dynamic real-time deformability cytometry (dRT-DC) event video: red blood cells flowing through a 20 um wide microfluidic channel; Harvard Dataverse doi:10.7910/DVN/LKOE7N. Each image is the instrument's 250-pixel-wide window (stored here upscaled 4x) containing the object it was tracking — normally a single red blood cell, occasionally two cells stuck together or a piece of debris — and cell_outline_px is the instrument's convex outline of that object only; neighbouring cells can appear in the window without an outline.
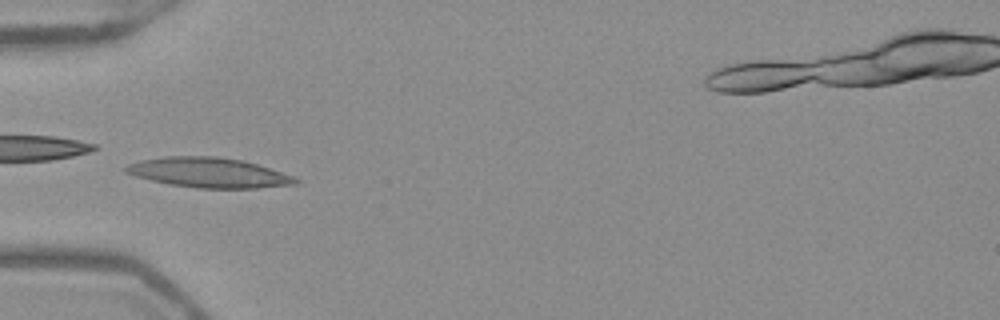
{"species": "Egyptian fruit bat (a non-hibernating species)", "species_latin": "Rousettus aegyptiacus", "temperature_condition": "warm", "stored_images_in_passage": 48, "camera_frame_rate_fps": 3000, "um_per_image_px": 0.085, "frame": {"image": 1, "passage_image": 12, "time_ms": 3.667, "image_size_px": [1000, 320], "cell_outline_px": [[300, 180], [296, 184], [256, 188], [196, 188], [168, 184], [136, 176], [124, 172], [124, 168], [128, 164], [140, 160], [164, 156], [216, 156], [244, 160], [292, 176]], "centroid_in_image_um": [17.7, 14.67], "position_along_channel_um": 67.3, "area_um2": 29.48}}
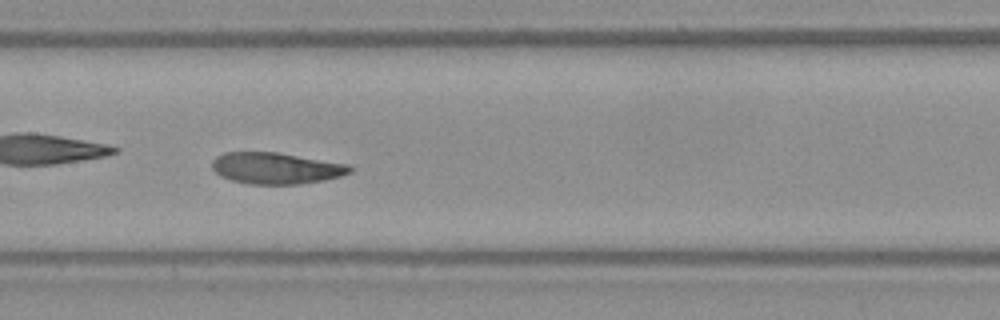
{"frame": {"image": 2, "passage_image": 21, "time_ms": 6.667, "image_size_px": [1000, 320], "cell_outline_px": [[352, 172], [340, 176], [324, 180], [296, 184], [248, 184], [232, 180], [220, 176], [212, 168], [212, 160], [216, 156], [224, 152], [276, 152], [348, 164], [352, 168]], "centroid_in_image_um": [23.44, 14.29], "position_along_channel_um": 184.0, "area_um2": 25.14}}
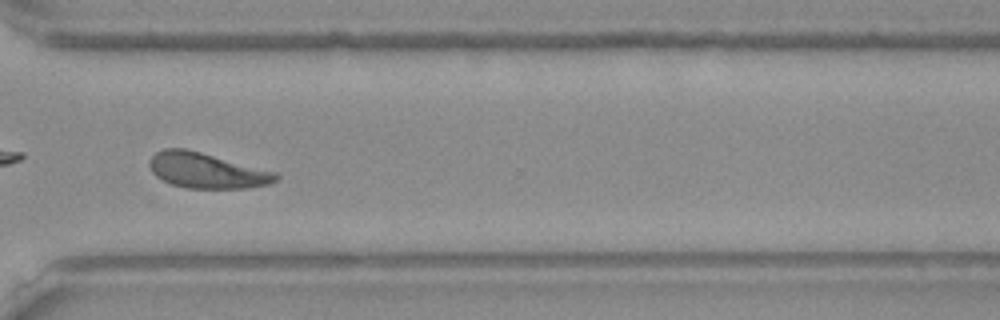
{"frame": {"image": 3, "passage_image": 34, "time_ms": 11.0, "image_size_px": [1000, 320], "cell_outline_px": [[280, 176], [276, 180], [268, 184], [248, 188], [184, 188], [172, 184], [156, 176], [152, 172], [148, 164], [148, 160], [156, 152], [164, 148], [184, 148], [200, 152], [276, 172]], "centroid_in_image_um": [17.54, 14.5], "position_along_channel_um": 353.1, "area_um2": 25.89}, "authors_computed_cell_mechanics": {"area_um2": 25.8077, "velocity_mm_per_s": 3.9021, "shape_relaxation_time_tau1_ms": 7.6445, "shape_relaxation_time_tau2_ms": 1.7303, "deformation_change_tau1": 0.2244, "deformation_change_tau2": 0.0766}}